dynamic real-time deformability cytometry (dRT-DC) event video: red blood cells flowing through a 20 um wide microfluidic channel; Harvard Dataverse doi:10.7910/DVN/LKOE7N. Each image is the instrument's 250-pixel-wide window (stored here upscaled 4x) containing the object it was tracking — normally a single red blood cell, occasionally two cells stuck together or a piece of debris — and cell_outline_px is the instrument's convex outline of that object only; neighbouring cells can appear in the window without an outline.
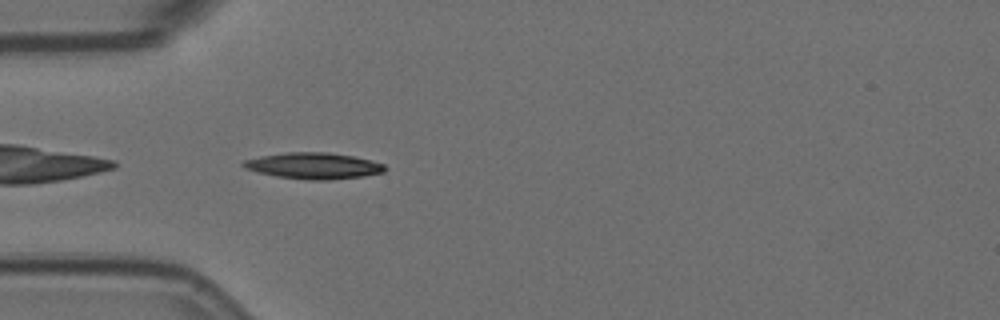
{"species": "Egyptian fruit bat (a non-hibernating species)", "species_latin": "Rousettus aegyptiacus", "temperature_condition": "room temperature", "stored_images_in_passage": 4, "camera_frame_rate_fps": 3000, "um_per_image_px": 0.085, "animal": {"sex": "female"}, "frame": {"image": 1, "passage_image": 4, "time_ms": 1.0, "image_size_px": [1000, 320], "cell_outline_px": [[388, 168], [384, 172], [364, 176], [328, 180], [308, 180], [276, 176], [256, 172], [244, 168], [240, 164], [244, 160], [260, 156], [288, 152], [328, 152], [352, 156], [372, 160], [384, 164]], "centroid_in_image_um": [26.66, 14.09], "position_along_channel_um": 58.3, "area_um2": 21.79}}